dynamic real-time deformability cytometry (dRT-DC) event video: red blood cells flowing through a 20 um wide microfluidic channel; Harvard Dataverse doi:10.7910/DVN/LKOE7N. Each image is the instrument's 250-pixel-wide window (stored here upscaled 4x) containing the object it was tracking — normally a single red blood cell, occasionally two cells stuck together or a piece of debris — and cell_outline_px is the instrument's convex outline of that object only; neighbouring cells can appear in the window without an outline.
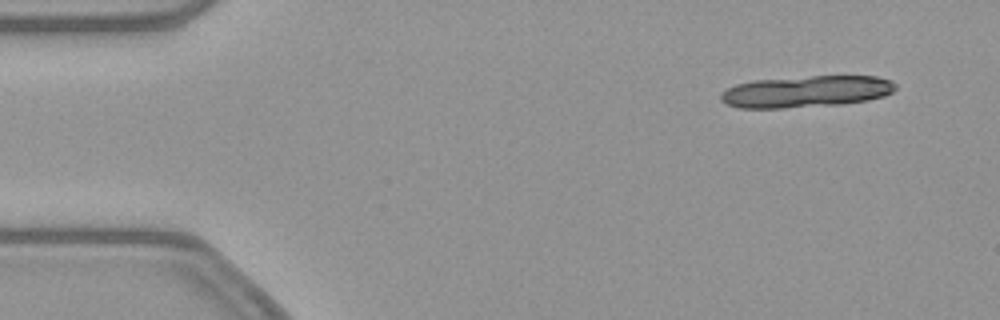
{"species": "common noctule bat (a hibernating species)", "species_latin": "Nyctalus noctula", "temperature_condition": "warm", "stored_images_in_passage": 19, "camera_frame_rate_fps": 3000, "um_per_image_px": 0.085, "animal": {"sex": "female", "body_mass_g": 21.9}, "frame": {"image": 1, "passage_image": 4, "time_ms": 1.0, "image_size_px": [1000, 320], "cell_outline_px": [[896, 88], [892, 92], [884, 96], [868, 100], [840, 104], [784, 108], [740, 108], [724, 104], [720, 100], [720, 96], [728, 88], [736, 84], [752, 80], [812, 76], [876, 76], [892, 80], [896, 84]], "centroid_in_image_um": [68.52, 7.78], "position_along_channel_um": 16.5, "area_um2": 32.31}}